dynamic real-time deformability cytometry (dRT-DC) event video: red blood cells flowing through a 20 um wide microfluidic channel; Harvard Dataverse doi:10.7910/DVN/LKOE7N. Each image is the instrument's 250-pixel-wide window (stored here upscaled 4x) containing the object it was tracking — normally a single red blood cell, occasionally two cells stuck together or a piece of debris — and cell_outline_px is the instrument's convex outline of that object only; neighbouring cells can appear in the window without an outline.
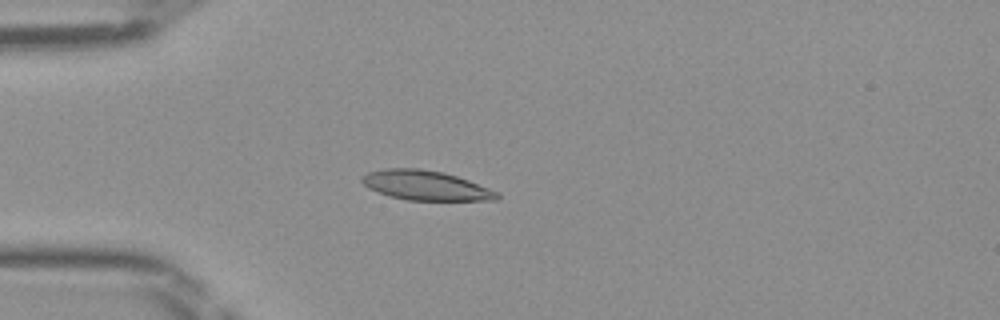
{"species": "Egyptian fruit bat (a non-hibernating species)", "species_latin": "Rousettus aegyptiacus", "temperature_condition": "room temperature", "stored_images_in_passage": 46, "camera_frame_rate_fps": 3000, "um_per_image_px": 0.085, "frame": {"image": 1, "passage_image": 12, "time_ms": 3.667, "image_size_px": [1000, 320], "cell_outline_px": [[500, 196], [496, 200], [408, 200], [392, 196], [368, 188], [360, 180], [360, 176], [368, 172], [384, 168], [420, 168], [444, 172], [468, 180], [500, 192]], "centroid_in_image_um": [36.19, 15.75], "position_along_channel_um": 48.8, "area_um2": 23.29}}
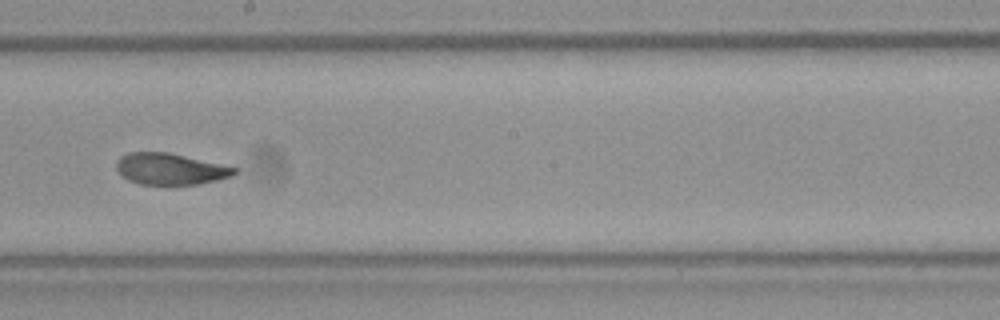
{"frame": {"image": 2, "passage_image": 26, "time_ms": 8.333, "image_size_px": [1000, 320], "cell_outline_px": [[240, 168], [232, 176], [216, 180], [196, 184], [140, 184], [128, 180], [116, 168], [116, 160], [120, 156], [128, 152], [168, 152]], "centroid_in_image_um": [14.47, 14.35], "position_along_channel_um": 233.7, "area_um2": 21.5}}
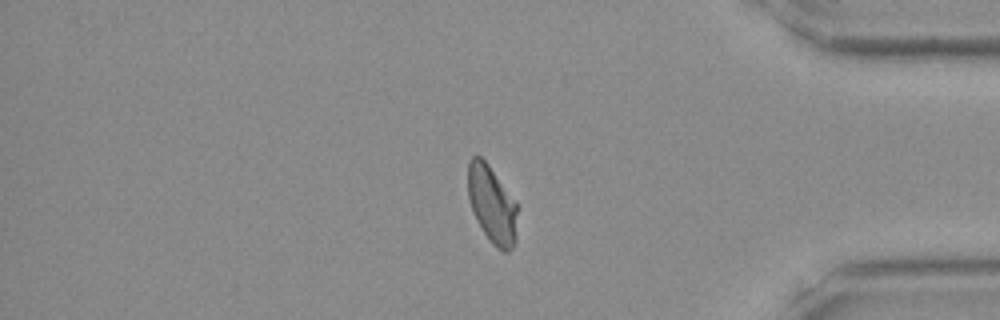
{"frame": {"image": 3, "passage_image": 39, "time_ms": 12.667, "image_size_px": [1000, 320], "cell_outline_px": [[516, 240], [512, 248], [508, 252], [504, 252], [496, 248], [492, 244], [476, 220], [468, 196], [468, 160], [472, 156], [480, 156], [488, 164], [516, 204]], "centroid_in_image_um": [41.8, 17.4], "position_along_channel_um": 393.4, "area_um2": 21.91}}